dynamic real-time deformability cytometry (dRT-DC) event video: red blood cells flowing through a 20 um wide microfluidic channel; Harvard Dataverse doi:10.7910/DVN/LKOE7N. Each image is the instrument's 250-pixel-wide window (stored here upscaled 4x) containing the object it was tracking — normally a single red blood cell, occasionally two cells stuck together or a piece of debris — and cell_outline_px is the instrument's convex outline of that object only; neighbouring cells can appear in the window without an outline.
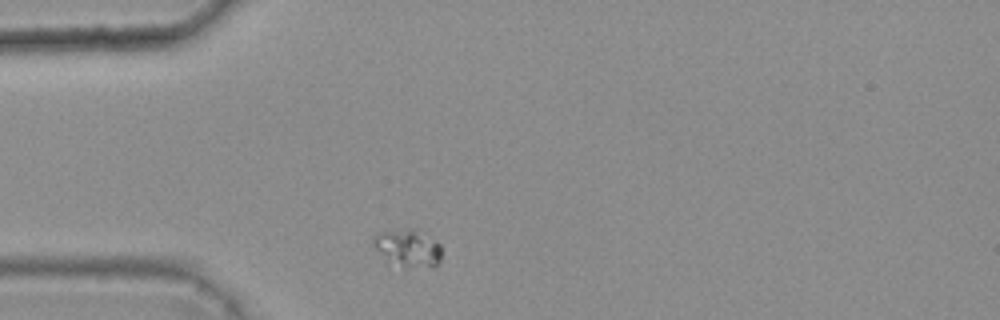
{"species": "common noctule bat (a hibernating species)", "species_latin": "Nyctalus noctula", "temperature_condition": "warm", "stored_images_in_passage": 4, "camera_frame_rate_fps": 3000, "um_per_image_px": 0.085, "animal": {"sex": "female", "body_mass_g": 25.1}, "frame": {"image": 1, "passage_image": 1, "time_ms": 0.0, "image_size_px": [1000, 320], "cell_outline_px": [[440, 260], [432, 268], [404, 264], [388, 260], [372, 244], [372, 236], [376, 232], [408, 228], [416, 228], [440, 244]], "centroid_in_image_um": [34.67, 21.01], "position_along_channel_um": 50.3, "area_um2": 14.45}}
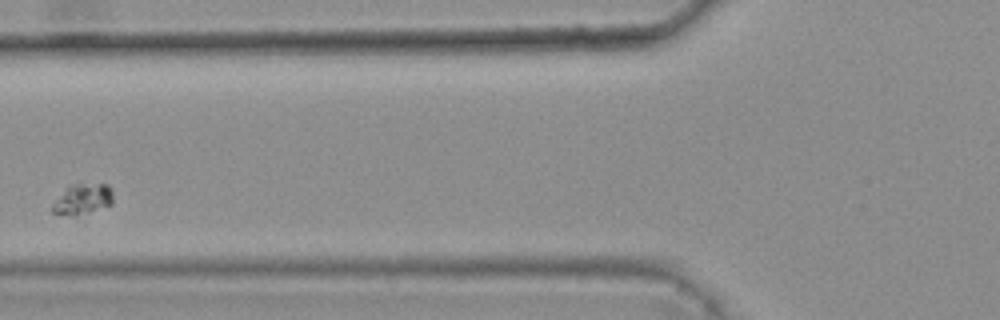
{"frame": {"image": 2, "passage_image": 3, "time_ms": 0.667, "image_size_px": [1000, 320], "cell_outline_px": [[112, 204], [88, 212], [72, 216], [52, 212], [52, 204], [64, 188], [72, 184], [108, 184], [112, 192]], "centroid_in_image_um": [7.0, 16.91], "position_along_channel_um": 118.8, "area_um2": 10.69}}